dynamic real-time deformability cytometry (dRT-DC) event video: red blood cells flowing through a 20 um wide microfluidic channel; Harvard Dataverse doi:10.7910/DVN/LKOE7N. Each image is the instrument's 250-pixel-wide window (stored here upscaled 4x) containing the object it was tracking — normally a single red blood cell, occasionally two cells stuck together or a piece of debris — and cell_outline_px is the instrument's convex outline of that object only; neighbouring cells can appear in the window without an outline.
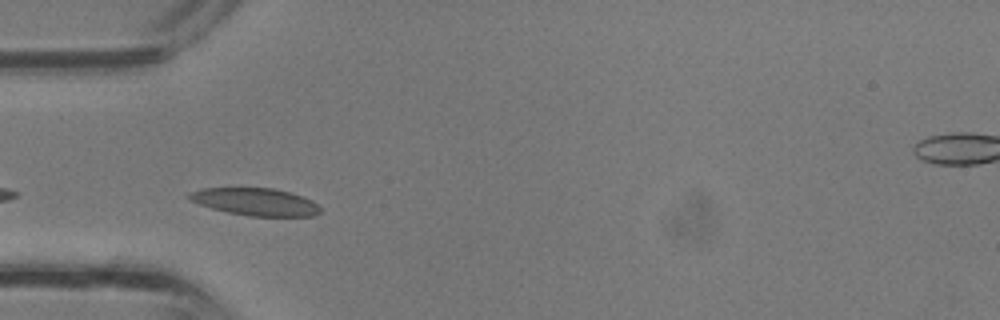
{"species": "common noctule bat (a hibernating species)", "species_latin": "Nyctalus noctula", "temperature_condition": "room temperature", "stored_images_in_passage": 28, "camera_frame_rate_fps": 3000, "um_per_image_px": 0.085, "animal": {"sex": "male", "body_mass_g": 13.3}, "frame": {"image": 1, "passage_image": 5, "time_ms": 1.333, "image_size_px": [1000, 320], "cell_outline_px": [[324, 212], [316, 216], [248, 216], [228, 212], [212, 208], [188, 200], [184, 196], [188, 192], [200, 188], [272, 188], [292, 192], [304, 196], [312, 200]], "centroid_in_image_um": [21.71, 17.15], "position_along_channel_um": 63.3, "area_um2": 21.33}}
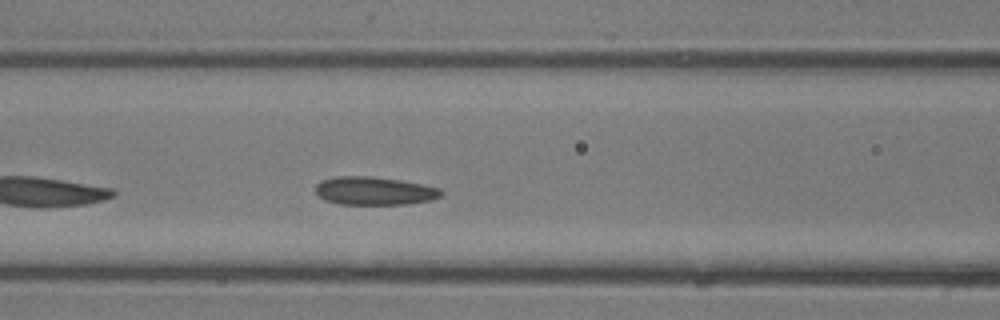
{"frame": {"image": 2, "passage_image": 9, "time_ms": 2.667, "image_size_px": [1000, 320], "cell_outline_px": [[444, 192], [440, 196], [432, 200], [408, 204], [340, 204], [324, 200], [316, 192], [316, 184], [320, 180], [336, 176], [368, 176], [400, 180], [440, 188]], "centroid_in_image_um": [31.81, 16.22], "position_along_channel_um": 134.8, "area_um2": 20.63}}
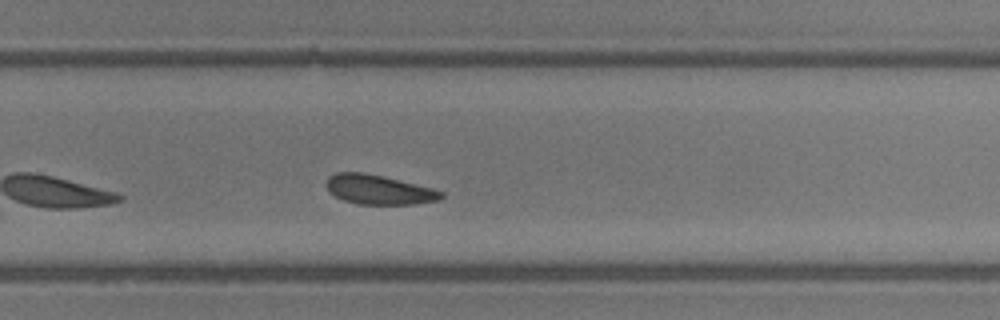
{"frame": {"image": 3, "passage_image": 18, "time_ms": 5.667, "image_size_px": [1000, 320], "cell_outline_px": [[444, 196], [440, 200], [412, 204], [356, 204], [344, 200], [328, 192], [324, 184], [328, 176], [336, 172], [364, 172], [384, 176], [432, 188], [444, 192]], "centroid_in_image_um": [32.16, 16.11], "position_along_channel_um": 297.6, "area_um2": 19.94}}